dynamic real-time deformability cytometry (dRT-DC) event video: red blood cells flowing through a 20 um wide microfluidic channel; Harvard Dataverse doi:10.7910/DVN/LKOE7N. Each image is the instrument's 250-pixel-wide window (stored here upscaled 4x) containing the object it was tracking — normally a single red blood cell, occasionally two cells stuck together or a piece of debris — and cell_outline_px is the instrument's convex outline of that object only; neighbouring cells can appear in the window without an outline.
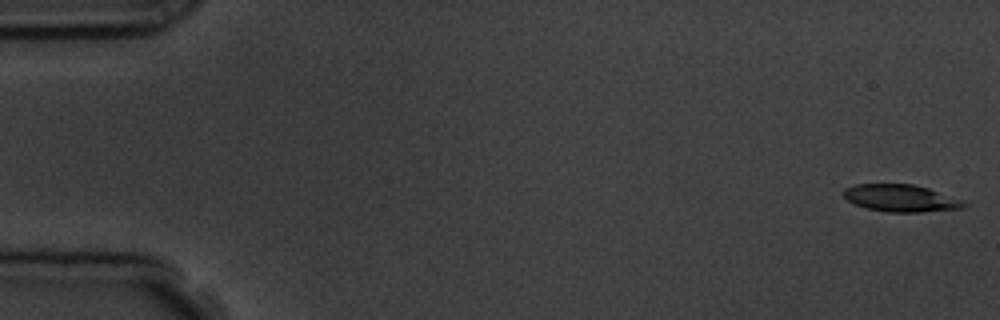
{"species": "common noctule bat (a hibernating species)", "species_latin": "Nyctalus noctula", "temperature_condition": "room temperature", "stored_images_in_passage": 5, "camera_frame_rate_fps": 3000, "um_per_image_px": 0.085, "animal": {"sex": "male", "body_mass_g": 19.5, "forearm_length_mm": 54.6}, "frame": {"image": 1, "passage_image": 1, "time_ms": 0.0, "image_size_px": [1000, 320], "cell_outline_px": [[968, 204], [964, 208], [920, 212], [888, 212], [868, 208], [856, 204], [848, 200], [844, 196], [844, 188], [856, 184], [912, 184], [928, 188], [964, 200]], "centroid_in_image_um": [76.61, 16.84], "position_along_channel_um": 8.4, "area_um2": 18.96}}
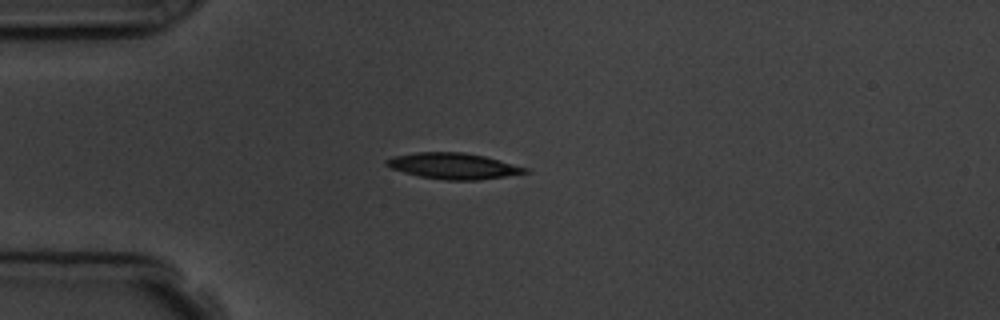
{"frame": {"image": 2, "passage_image": 5, "time_ms": 4.333, "image_size_px": [1000, 320], "cell_outline_px": [[528, 172], [480, 180], [444, 180], [420, 176], [404, 172], [392, 168], [384, 164], [384, 160], [392, 156], [416, 152], [464, 152], [484, 156], [528, 168]], "centroid_in_image_um": [38.49, 14.1], "position_along_channel_um": 46.5, "area_um2": 20.87}}